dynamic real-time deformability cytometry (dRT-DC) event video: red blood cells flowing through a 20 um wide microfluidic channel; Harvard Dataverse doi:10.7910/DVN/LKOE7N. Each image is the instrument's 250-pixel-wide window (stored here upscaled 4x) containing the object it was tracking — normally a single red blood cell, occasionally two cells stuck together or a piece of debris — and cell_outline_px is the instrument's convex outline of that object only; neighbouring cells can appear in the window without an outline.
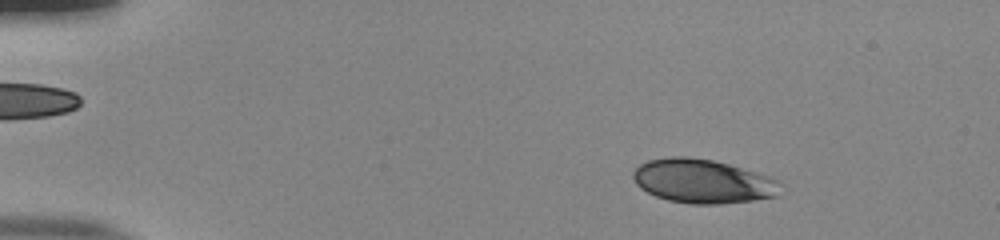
{"species": "human", "species_latin": "Homo sapiens", "temperature_condition": "room temperature", "stored_images_in_passage": 53, "camera_frame_rate_fps": 3000, "um_per_image_px": 0.085, "donor": {"sex": "male"}, "frame": {"image": 1, "passage_image": 8, "time_ms": 2.333, "image_size_px": [1000, 240], "cell_outline_px": [[784, 184], [780, 196], [752, 200], [720, 204], [688, 204], [668, 200], [656, 196], [640, 188], [636, 184], [632, 176], [632, 172], [640, 164], [648, 160], [672, 156], [688, 156], [712, 160], [728, 164], [768, 176]], "centroid_in_image_um": [59.75, 15.41], "position_along_channel_um": 25.2, "area_um2": 37.97}}
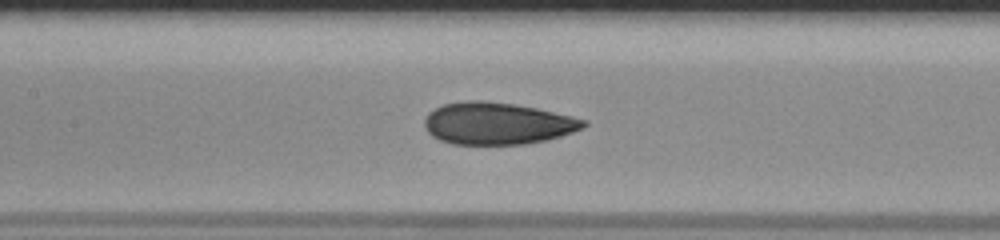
{"frame": {"image": 2, "passage_image": 26, "time_ms": 8.333, "image_size_px": [1000, 240], "cell_outline_px": [[588, 124], [584, 128], [548, 140], [524, 144], [452, 144], [440, 140], [432, 136], [424, 128], [424, 120], [428, 112], [444, 104], [468, 100], [484, 100], [512, 104], [536, 108], [572, 116], [588, 120]], "centroid_in_image_um": [42.28, 10.49], "position_along_channel_um": 165.1, "area_um2": 39.07}}
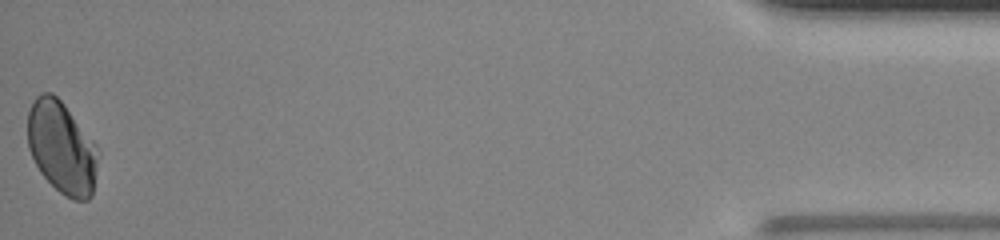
{"frame": {"image": 3, "passage_image": 53, "time_ms": 17.333, "image_size_px": [1000, 240], "cell_outline_px": [[100, 152], [92, 196], [88, 200], [72, 200], [64, 196], [40, 172], [28, 148], [28, 112], [36, 96], [40, 92], [52, 92], [64, 104], [96, 144]], "centroid_in_image_um": [5.27, 12.55], "position_along_channel_um": 429.9, "area_um2": 37.97}, "authors_computed_cell_mechanics": {"area_um2": 38.4948, "velocity_mm_per_s": 3.8923, "shape_relaxation_time_tau1_ms": null, "shape_relaxation_time_tau2_ms": 0.8358, "deformation_change_tau1": null, "deformation_change_tau2": 0.0374}}